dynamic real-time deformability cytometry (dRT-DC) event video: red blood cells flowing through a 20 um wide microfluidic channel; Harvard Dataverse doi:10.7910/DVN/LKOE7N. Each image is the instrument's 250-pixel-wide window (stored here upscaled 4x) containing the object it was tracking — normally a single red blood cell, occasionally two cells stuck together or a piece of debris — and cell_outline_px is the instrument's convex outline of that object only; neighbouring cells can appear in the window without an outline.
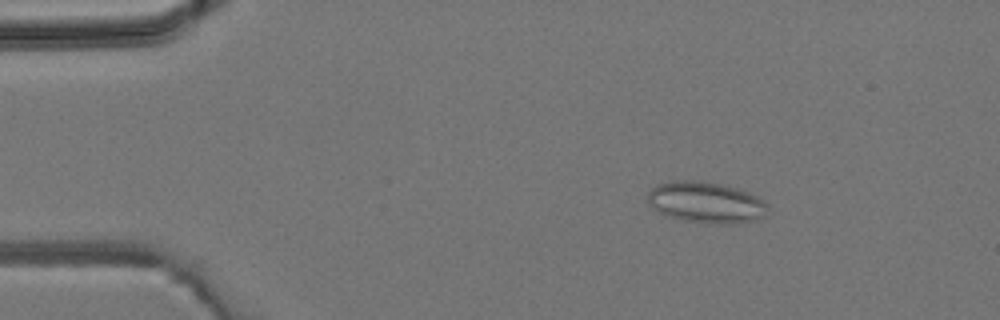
{"species": "common noctule bat (a hibernating species)", "species_latin": "Nyctalus noctula", "temperature_condition": "room temperature", "stored_images_in_passage": 5, "camera_frame_rate_fps": 3000, "um_per_image_px": 0.085, "animal": {"sex": "male", "body_mass_g": 19.2, "forearm_length_mm": 51.8}, "frame": {"image": 1, "passage_image": 1, "time_ms": 0.0, "image_size_px": [1000, 320], "cell_outline_px": [[768, 216], [752, 220], [732, 224], [716, 224], [684, 220], [664, 216], [652, 208], [648, 204], [648, 192], [656, 184], [672, 180], [696, 180], [720, 184], [736, 188], [748, 192], [764, 200], [768, 204]], "centroid_in_image_um": [59.99, 17.21], "position_along_channel_um": 25.0, "area_um2": 29.19}}
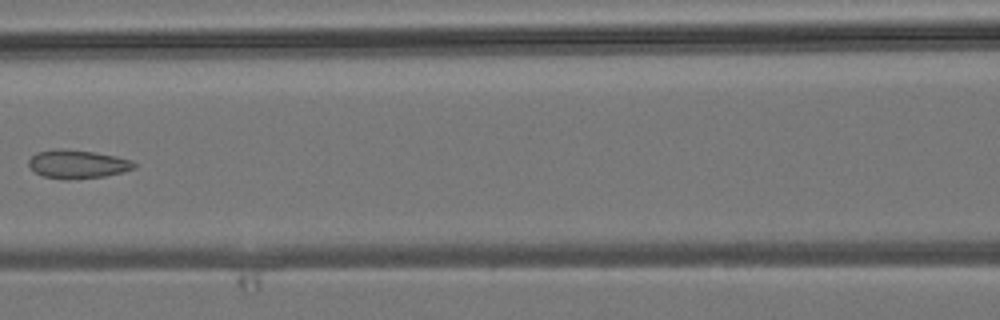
{"frame": {"image": 2, "passage_image": 5, "time_ms": 4.667, "image_size_px": [1000, 320], "cell_outline_px": [[136, 168], [124, 172], [104, 176], [68, 180], [44, 176], [36, 172], [28, 164], [28, 160], [36, 152], [56, 148], [60, 148], [96, 152], [116, 156], [132, 160], [136, 164]], "centroid_in_image_um": [6.61, 13.94], "position_along_channel_um": 160.0, "area_um2": 17.63}}